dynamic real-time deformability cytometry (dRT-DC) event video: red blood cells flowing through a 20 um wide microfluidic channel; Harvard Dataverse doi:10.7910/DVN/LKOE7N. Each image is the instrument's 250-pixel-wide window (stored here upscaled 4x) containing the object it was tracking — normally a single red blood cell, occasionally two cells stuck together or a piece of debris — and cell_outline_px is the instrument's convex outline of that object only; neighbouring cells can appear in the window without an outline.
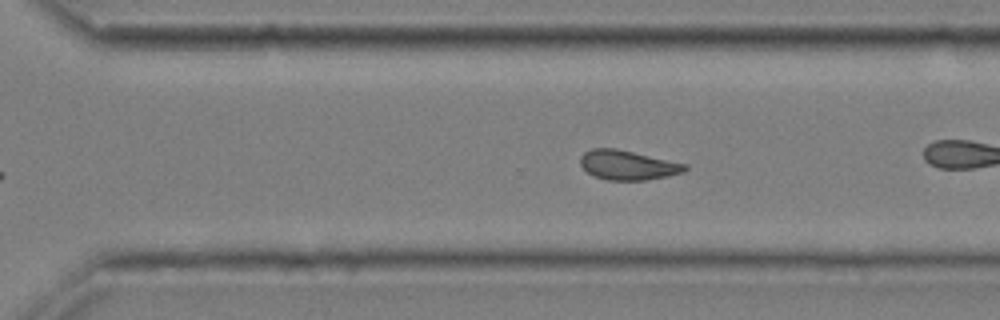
{"species": "common noctule bat (a hibernating species)", "species_latin": "Nyctalus noctula", "temperature_condition": "cold", "stored_images_in_passage": 38, "camera_frame_rate_fps": 3000, "um_per_image_px": 0.085, "animal": {"sex": "male", "body_mass_g": 20.4}, "frame": {"image": 1, "passage_image": 33, "time_ms": 10.667, "image_size_px": [1000, 320], "cell_outline_px": [[688, 168], [684, 172], [668, 176], [644, 180], [608, 180], [596, 176], [588, 172], [580, 164], [580, 156], [584, 152], [592, 148], [616, 148], [688, 164]], "centroid_in_image_um": [53.38, 14.02], "position_along_channel_um": 317.2, "area_um2": 17.98}}